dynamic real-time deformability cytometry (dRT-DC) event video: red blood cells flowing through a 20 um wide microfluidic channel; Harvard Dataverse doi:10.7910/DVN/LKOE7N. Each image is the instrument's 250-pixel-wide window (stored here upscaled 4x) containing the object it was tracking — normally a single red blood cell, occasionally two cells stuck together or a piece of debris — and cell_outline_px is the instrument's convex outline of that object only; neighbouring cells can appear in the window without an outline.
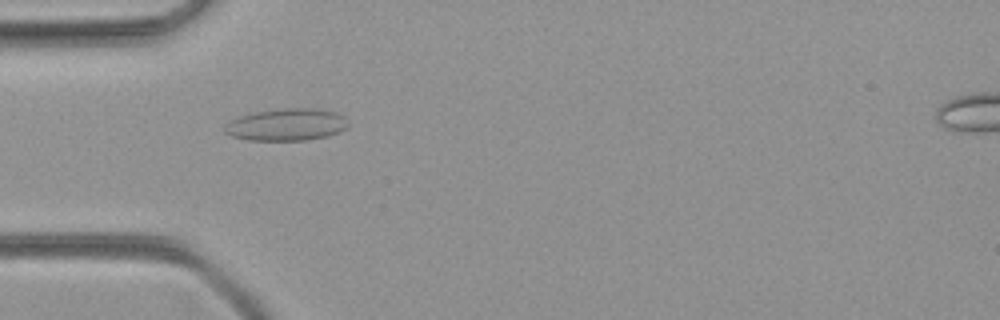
{"species": "common noctule bat (a hibernating species)", "species_latin": "Nyctalus noctula", "temperature_condition": "room temperature", "stored_images_in_passage": 37, "camera_frame_rate_fps": 3000, "um_per_image_px": 0.085, "animal": {"sex": "female", "body_mass_g": 21.9}, "frame": {"image": 1, "passage_image": 2, "time_ms": 0.333, "image_size_px": [1000, 320], "cell_outline_px": [[348, 128], [340, 132], [328, 136], [308, 140], [248, 140], [232, 136], [224, 132], [224, 124], [240, 116], [252, 112], [280, 108], [320, 108], [336, 112], [344, 116], [348, 124]], "centroid_in_image_um": [24.38, 10.58], "position_along_channel_um": 60.6, "area_um2": 23.47}}
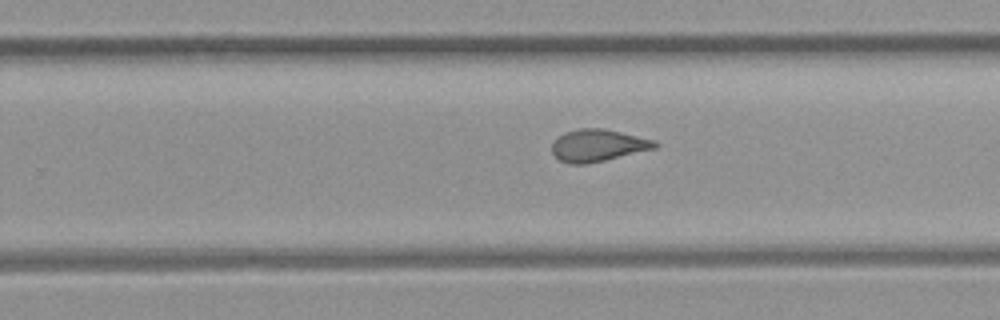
{"frame": {"image": 2, "passage_image": 18, "time_ms": 5.667, "image_size_px": [1000, 320], "cell_outline_px": [[660, 144], [656, 148], [604, 160], [584, 164], [568, 164], [560, 160], [552, 152], [552, 144], [564, 132], [580, 128], [604, 128], [656, 140]], "centroid_in_image_um": [50.85, 12.35], "position_along_channel_um": 279.0, "area_um2": 19.19}}
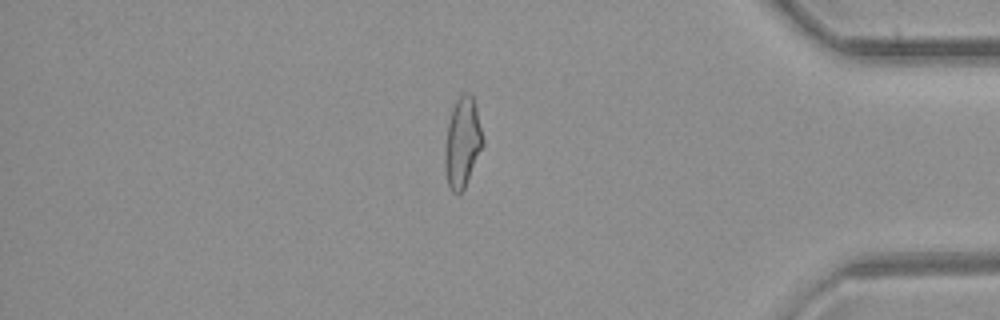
{"frame": {"image": 3, "passage_image": 29, "time_ms": 9.333, "image_size_px": [1000, 320], "cell_outline_px": [[484, 144], [464, 188], [460, 192], [452, 192], [448, 184], [444, 168], [444, 156], [448, 124], [452, 108], [456, 100], [464, 92], [468, 92], [472, 96], [476, 108], [484, 140]], "centroid_in_image_um": [39.3, 12.11], "position_along_channel_um": 395.9, "area_um2": 19.65}}